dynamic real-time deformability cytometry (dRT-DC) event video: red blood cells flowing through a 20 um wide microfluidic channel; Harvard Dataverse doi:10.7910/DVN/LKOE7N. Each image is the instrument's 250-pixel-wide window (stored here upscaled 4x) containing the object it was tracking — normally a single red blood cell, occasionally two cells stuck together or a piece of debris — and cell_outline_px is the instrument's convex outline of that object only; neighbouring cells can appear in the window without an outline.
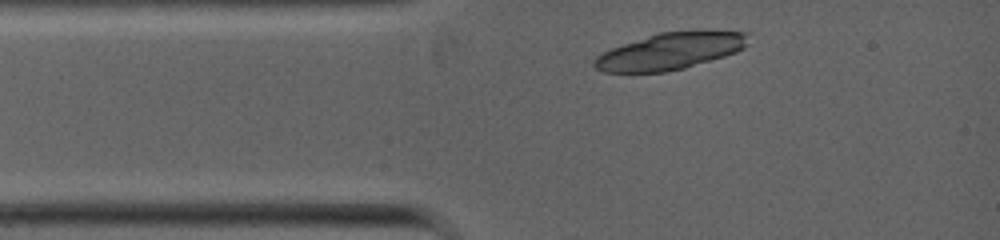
{"species": "common noctule bat (a hibernating species)", "species_latin": "Nyctalus noctula", "temperature_condition": "warm", "stored_images_in_passage": 1, "camera_frame_rate_fps": 5000, "um_per_image_px": 0.085, "animal": {"sex": "female", "body_mass_g": 19.0, "forearm_length_mm": 53.3}, "frame": {"image": 1, "passage_image": 1, "time_ms": 0.0, "image_size_px": [1000, 240], "cell_outline_px": [[748, 44], [744, 48], [736, 52], [724, 56], [684, 68], [664, 72], [604, 72], [596, 68], [592, 64], [592, 60], [596, 56], [612, 48], [660, 32], [696, 28], [704, 28], [748, 32]], "centroid_in_image_um": [57.06, 4.3], "position_along_channel_um": 27.9, "area_um2": 33.58}}